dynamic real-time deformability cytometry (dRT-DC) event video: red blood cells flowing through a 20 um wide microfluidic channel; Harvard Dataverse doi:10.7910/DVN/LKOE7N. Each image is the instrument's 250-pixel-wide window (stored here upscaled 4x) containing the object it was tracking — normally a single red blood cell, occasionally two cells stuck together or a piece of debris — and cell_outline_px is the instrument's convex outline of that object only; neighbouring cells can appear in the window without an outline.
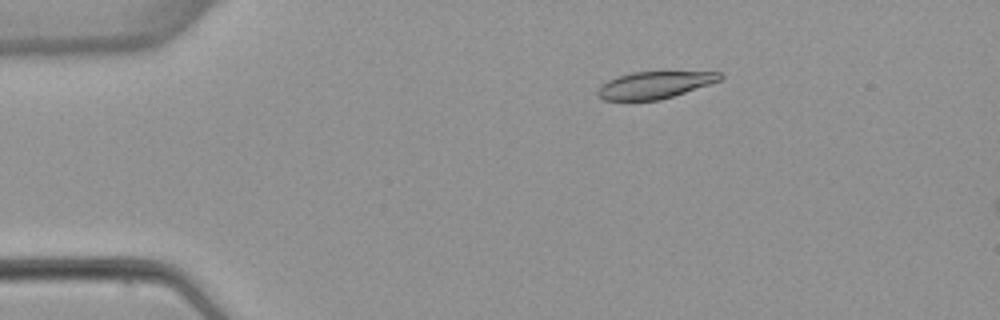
{"species": "common noctule bat (a hibernating species)", "species_latin": "Nyctalus noctula", "temperature_condition": "warm", "stored_images_in_passage": 5, "camera_frame_rate_fps": 3000, "um_per_image_px": 0.085, "animal": {"sex": "female", "body_mass_g": 22.7, "forearm_length_mm": 54.2}, "frame": {"image": 1, "passage_image": 3, "time_ms": 3.0, "image_size_px": [1000, 320], "cell_outline_px": [[724, 76], [720, 80], [660, 100], [604, 100], [596, 92], [600, 84], [616, 76], [632, 72], [720, 72]], "centroid_in_image_um": [55.58, 7.22], "position_along_channel_um": 29.4, "area_um2": 19.02}}